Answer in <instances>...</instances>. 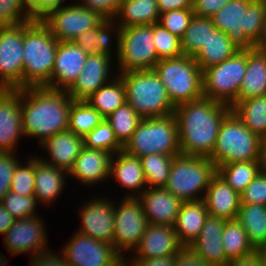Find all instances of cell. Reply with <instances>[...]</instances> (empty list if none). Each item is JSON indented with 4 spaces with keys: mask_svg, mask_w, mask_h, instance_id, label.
I'll return each mask as SVG.
<instances>
[{
    "mask_svg": "<svg viewBox=\"0 0 266 266\" xmlns=\"http://www.w3.org/2000/svg\"><path fill=\"white\" fill-rule=\"evenodd\" d=\"M114 206L115 203L106 197L94 196V199L84 203L79 209L82 224L78 232L113 245Z\"/></svg>",
    "mask_w": 266,
    "mask_h": 266,
    "instance_id": "e0dca14e",
    "label": "cell"
},
{
    "mask_svg": "<svg viewBox=\"0 0 266 266\" xmlns=\"http://www.w3.org/2000/svg\"><path fill=\"white\" fill-rule=\"evenodd\" d=\"M27 158V163L18 162L10 185V191L20 196L34 195L35 156H32V158L27 156Z\"/></svg>",
    "mask_w": 266,
    "mask_h": 266,
    "instance_id": "ee69618b",
    "label": "cell"
},
{
    "mask_svg": "<svg viewBox=\"0 0 266 266\" xmlns=\"http://www.w3.org/2000/svg\"><path fill=\"white\" fill-rule=\"evenodd\" d=\"M266 18V5L260 0H231L211 20L239 50H254Z\"/></svg>",
    "mask_w": 266,
    "mask_h": 266,
    "instance_id": "277c9868",
    "label": "cell"
},
{
    "mask_svg": "<svg viewBox=\"0 0 266 266\" xmlns=\"http://www.w3.org/2000/svg\"><path fill=\"white\" fill-rule=\"evenodd\" d=\"M209 216L204 200L183 202L174 229L182 246H190L199 236Z\"/></svg>",
    "mask_w": 266,
    "mask_h": 266,
    "instance_id": "f546056e",
    "label": "cell"
},
{
    "mask_svg": "<svg viewBox=\"0 0 266 266\" xmlns=\"http://www.w3.org/2000/svg\"><path fill=\"white\" fill-rule=\"evenodd\" d=\"M247 50H239L220 64L202 71L203 96L228 106L237 102V95L246 74Z\"/></svg>",
    "mask_w": 266,
    "mask_h": 266,
    "instance_id": "30bf717a",
    "label": "cell"
},
{
    "mask_svg": "<svg viewBox=\"0 0 266 266\" xmlns=\"http://www.w3.org/2000/svg\"><path fill=\"white\" fill-rule=\"evenodd\" d=\"M111 178L130 191L125 197L137 198L147 188L140 158L124 150L117 152L111 159Z\"/></svg>",
    "mask_w": 266,
    "mask_h": 266,
    "instance_id": "4316f807",
    "label": "cell"
},
{
    "mask_svg": "<svg viewBox=\"0 0 266 266\" xmlns=\"http://www.w3.org/2000/svg\"><path fill=\"white\" fill-rule=\"evenodd\" d=\"M261 254H262V258H263V262H264V266H266V247L260 249Z\"/></svg>",
    "mask_w": 266,
    "mask_h": 266,
    "instance_id": "e7e4bbea",
    "label": "cell"
},
{
    "mask_svg": "<svg viewBox=\"0 0 266 266\" xmlns=\"http://www.w3.org/2000/svg\"><path fill=\"white\" fill-rule=\"evenodd\" d=\"M63 4L49 9L39 18L59 42L74 41L105 20L99 13L77 2L64 6Z\"/></svg>",
    "mask_w": 266,
    "mask_h": 266,
    "instance_id": "7c38bea8",
    "label": "cell"
},
{
    "mask_svg": "<svg viewBox=\"0 0 266 266\" xmlns=\"http://www.w3.org/2000/svg\"><path fill=\"white\" fill-rule=\"evenodd\" d=\"M173 158L174 156L158 153L140 158L147 187H165L170 175Z\"/></svg>",
    "mask_w": 266,
    "mask_h": 266,
    "instance_id": "60d3db41",
    "label": "cell"
},
{
    "mask_svg": "<svg viewBox=\"0 0 266 266\" xmlns=\"http://www.w3.org/2000/svg\"><path fill=\"white\" fill-rule=\"evenodd\" d=\"M32 19L26 0H0V26L22 25Z\"/></svg>",
    "mask_w": 266,
    "mask_h": 266,
    "instance_id": "7dc6e473",
    "label": "cell"
},
{
    "mask_svg": "<svg viewBox=\"0 0 266 266\" xmlns=\"http://www.w3.org/2000/svg\"><path fill=\"white\" fill-rule=\"evenodd\" d=\"M217 28L211 18L194 16L181 38V49L184 55L194 57L206 44L210 33Z\"/></svg>",
    "mask_w": 266,
    "mask_h": 266,
    "instance_id": "8d00e7d4",
    "label": "cell"
},
{
    "mask_svg": "<svg viewBox=\"0 0 266 266\" xmlns=\"http://www.w3.org/2000/svg\"><path fill=\"white\" fill-rule=\"evenodd\" d=\"M73 99L66 90L48 87L21 88V113L24 136L47 138L68 129L69 111Z\"/></svg>",
    "mask_w": 266,
    "mask_h": 266,
    "instance_id": "7a4b0ae2",
    "label": "cell"
},
{
    "mask_svg": "<svg viewBox=\"0 0 266 266\" xmlns=\"http://www.w3.org/2000/svg\"><path fill=\"white\" fill-rule=\"evenodd\" d=\"M126 90V102L141 118L165 117L174 113L166 87L154 70L118 73Z\"/></svg>",
    "mask_w": 266,
    "mask_h": 266,
    "instance_id": "5b68a950",
    "label": "cell"
},
{
    "mask_svg": "<svg viewBox=\"0 0 266 266\" xmlns=\"http://www.w3.org/2000/svg\"><path fill=\"white\" fill-rule=\"evenodd\" d=\"M128 266H175V256L152 259H126Z\"/></svg>",
    "mask_w": 266,
    "mask_h": 266,
    "instance_id": "680465c9",
    "label": "cell"
},
{
    "mask_svg": "<svg viewBox=\"0 0 266 266\" xmlns=\"http://www.w3.org/2000/svg\"><path fill=\"white\" fill-rule=\"evenodd\" d=\"M261 169L264 173H266V141H264L261 153Z\"/></svg>",
    "mask_w": 266,
    "mask_h": 266,
    "instance_id": "be15d7a7",
    "label": "cell"
},
{
    "mask_svg": "<svg viewBox=\"0 0 266 266\" xmlns=\"http://www.w3.org/2000/svg\"><path fill=\"white\" fill-rule=\"evenodd\" d=\"M239 49L231 42L223 31L216 29L210 33L209 39L202 49L193 57L200 69L220 64L233 56Z\"/></svg>",
    "mask_w": 266,
    "mask_h": 266,
    "instance_id": "836d02e7",
    "label": "cell"
},
{
    "mask_svg": "<svg viewBox=\"0 0 266 266\" xmlns=\"http://www.w3.org/2000/svg\"><path fill=\"white\" fill-rule=\"evenodd\" d=\"M106 85L98 88L86 101L104 118L126 103V90L119 76L112 77Z\"/></svg>",
    "mask_w": 266,
    "mask_h": 266,
    "instance_id": "d590c367",
    "label": "cell"
},
{
    "mask_svg": "<svg viewBox=\"0 0 266 266\" xmlns=\"http://www.w3.org/2000/svg\"><path fill=\"white\" fill-rule=\"evenodd\" d=\"M118 142L124 147L130 140L142 118L126 102L106 117Z\"/></svg>",
    "mask_w": 266,
    "mask_h": 266,
    "instance_id": "b9f144b4",
    "label": "cell"
},
{
    "mask_svg": "<svg viewBox=\"0 0 266 266\" xmlns=\"http://www.w3.org/2000/svg\"><path fill=\"white\" fill-rule=\"evenodd\" d=\"M264 140L253 134L231 110L221 122L209 159L219 166L240 161H261Z\"/></svg>",
    "mask_w": 266,
    "mask_h": 266,
    "instance_id": "8992f818",
    "label": "cell"
},
{
    "mask_svg": "<svg viewBox=\"0 0 266 266\" xmlns=\"http://www.w3.org/2000/svg\"><path fill=\"white\" fill-rule=\"evenodd\" d=\"M77 2L81 6L99 13L105 19H114L122 0H79Z\"/></svg>",
    "mask_w": 266,
    "mask_h": 266,
    "instance_id": "816d5d0a",
    "label": "cell"
},
{
    "mask_svg": "<svg viewBox=\"0 0 266 266\" xmlns=\"http://www.w3.org/2000/svg\"><path fill=\"white\" fill-rule=\"evenodd\" d=\"M114 206L113 245L124 257L134 251L148 226L143 207L137 198L125 197ZM125 252V254H124Z\"/></svg>",
    "mask_w": 266,
    "mask_h": 266,
    "instance_id": "5bb4252c",
    "label": "cell"
},
{
    "mask_svg": "<svg viewBox=\"0 0 266 266\" xmlns=\"http://www.w3.org/2000/svg\"><path fill=\"white\" fill-rule=\"evenodd\" d=\"M193 15L192 9L171 10L160 14L157 24L181 39Z\"/></svg>",
    "mask_w": 266,
    "mask_h": 266,
    "instance_id": "c3c4849f",
    "label": "cell"
},
{
    "mask_svg": "<svg viewBox=\"0 0 266 266\" xmlns=\"http://www.w3.org/2000/svg\"><path fill=\"white\" fill-rule=\"evenodd\" d=\"M24 23L0 26V88L21 89Z\"/></svg>",
    "mask_w": 266,
    "mask_h": 266,
    "instance_id": "9a60e30c",
    "label": "cell"
},
{
    "mask_svg": "<svg viewBox=\"0 0 266 266\" xmlns=\"http://www.w3.org/2000/svg\"><path fill=\"white\" fill-rule=\"evenodd\" d=\"M120 33L121 27L113 19H105L99 26L84 32L73 42L81 47L88 55L106 54L111 57L114 55L112 53V49L114 52L112 41L116 40L115 57H118ZM112 37H114V40H112Z\"/></svg>",
    "mask_w": 266,
    "mask_h": 266,
    "instance_id": "83f0119b",
    "label": "cell"
},
{
    "mask_svg": "<svg viewBox=\"0 0 266 266\" xmlns=\"http://www.w3.org/2000/svg\"><path fill=\"white\" fill-rule=\"evenodd\" d=\"M255 49L266 51V18L263 24L261 36L258 42L255 44Z\"/></svg>",
    "mask_w": 266,
    "mask_h": 266,
    "instance_id": "6125c7cd",
    "label": "cell"
},
{
    "mask_svg": "<svg viewBox=\"0 0 266 266\" xmlns=\"http://www.w3.org/2000/svg\"><path fill=\"white\" fill-rule=\"evenodd\" d=\"M226 220L208 216L201 232L190 247L206 262L214 266H225L229 261L223 250L222 234Z\"/></svg>",
    "mask_w": 266,
    "mask_h": 266,
    "instance_id": "484cf974",
    "label": "cell"
},
{
    "mask_svg": "<svg viewBox=\"0 0 266 266\" xmlns=\"http://www.w3.org/2000/svg\"><path fill=\"white\" fill-rule=\"evenodd\" d=\"M113 154L85 146L80 151L68 176L77 179L84 186L99 184L110 179L111 159Z\"/></svg>",
    "mask_w": 266,
    "mask_h": 266,
    "instance_id": "603a6c76",
    "label": "cell"
},
{
    "mask_svg": "<svg viewBox=\"0 0 266 266\" xmlns=\"http://www.w3.org/2000/svg\"><path fill=\"white\" fill-rule=\"evenodd\" d=\"M210 216L225 220L236 219L241 196L218 173L211 181L203 199Z\"/></svg>",
    "mask_w": 266,
    "mask_h": 266,
    "instance_id": "cb8c5ba5",
    "label": "cell"
},
{
    "mask_svg": "<svg viewBox=\"0 0 266 266\" xmlns=\"http://www.w3.org/2000/svg\"><path fill=\"white\" fill-rule=\"evenodd\" d=\"M15 154L16 152H0V202L10 190L14 171L20 161Z\"/></svg>",
    "mask_w": 266,
    "mask_h": 266,
    "instance_id": "f907efd6",
    "label": "cell"
},
{
    "mask_svg": "<svg viewBox=\"0 0 266 266\" xmlns=\"http://www.w3.org/2000/svg\"><path fill=\"white\" fill-rule=\"evenodd\" d=\"M40 216L16 219L14 224L4 234L3 243L11 255L30 253L35 256L48 249L45 224ZM47 242V243H46Z\"/></svg>",
    "mask_w": 266,
    "mask_h": 266,
    "instance_id": "2e32d148",
    "label": "cell"
},
{
    "mask_svg": "<svg viewBox=\"0 0 266 266\" xmlns=\"http://www.w3.org/2000/svg\"><path fill=\"white\" fill-rule=\"evenodd\" d=\"M58 44L39 18L24 23L22 88H50Z\"/></svg>",
    "mask_w": 266,
    "mask_h": 266,
    "instance_id": "3957f363",
    "label": "cell"
},
{
    "mask_svg": "<svg viewBox=\"0 0 266 266\" xmlns=\"http://www.w3.org/2000/svg\"><path fill=\"white\" fill-rule=\"evenodd\" d=\"M231 0H193L194 16L211 18Z\"/></svg>",
    "mask_w": 266,
    "mask_h": 266,
    "instance_id": "f5cc1de1",
    "label": "cell"
},
{
    "mask_svg": "<svg viewBox=\"0 0 266 266\" xmlns=\"http://www.w3.org/2000/svg\"><path fill=\"white\" fill-rule=\"evenodd\" d=\"M1 204L14 219H24L37 216L36 206L39 203L35 195L20 196L9 190L2 198Z\"/></svg>",
    "mask_w": 266,
    "mask_h": 266,
    "instance_id": "f6af8a7d",
    "label": "cell"
},
{
    "mask_svg": "<svg viewBox=\"0 0 266 266\" xmlns=\"http://www.w3.org/2000/svg\"><path fill=\"white\" fill-rule=\"evenodd\" d=\"M223 250L228 260L248 255L256 249L237 219L226 220L222 234Z\"/></svg>",
    "mask_w": 266,
    "mask_h": 266,
    "instance_id": "ab89813d",
    "label": "cell"
},
{
    "mask_svg": "<svg viewBox=\"0 0 266 266\" xmlns=\"http://www.w3.org/2000/svg\"><path fill=\"white\" fill-rule=\"evenodd\" d=\"M242 225L251 245L260 250L266 247V206L241 204L236 217Z\"/></svg>",
    "mask_w": 266,
    "mask_h": 266,
    "instance_id": "d6a6232c",
    "label": "cell"
},
{
    "mask_svg": "<svg viewBox=\"0 0 266 266\" xmlns=\"http://www.w3.org/2000/svg\"><path fill=\"white\" fill-rule=\"evenodd\" d=\"M137 199L143 207L148 224L174 226L182 201L165 187H147Z\"/></svg>",
    "mask_w": 266,
    "mask_h": 266,
    "instance_id": "44dd1931",
    "label": "cell"
},
{
    "mask_svg": "<svg viewBox=\"0 0 266 266\" xmlns=\"http://www.w3.org/2000/svg\"><path fill=\"white\" fill-rule=\"evenodd\" d=\"M22 136L21 89L0 88V152H17Z\"/></svg>",
    "mask_w": 266,
    "mask_h": 266,
    "instance_id": "ac0fdd59",
    "label": "cell"
},
{
    "mask_svg": "<svg viewBox=\"0 0 266 266\" xmlns=\"http://www.w3.org/2000/svg\"><path fill=\"white\" fill-rule=\"evenodd\" d=\"M266 95V51L247 50L246 74L237 101Z\"/></svg>",
    "mask_w": 266,
    "mask_h": 266,
    "instance_id": "4dcf8cb0",
    "label": "cell"
},
{
    "mask_svg": "<svg viewBox=\"0 0 266 266\" xmlns=\"http://www.w3.org/2000/svg\"><path fill=\"white\" fill-rule=\"evenodd\" d=\"M160 59L154 46L153 25L121 28L117 73L153 70Z\"/></svg>",
    "mask_w": 266,
    "mask_h": 266,
    "instance_id": "8fae6325",
    "label": "cell"
},
{
    "mask_svg": "<svg viewBox=\"0 0 266 266\" xmlns=\"http://www.w3.org/2000/svg\"><path fill=\"white\" fill-rule=\"evenodd\" d=\"M182 247L174 226L148 224L139 245L132 251L137 254L132 259L175 256Z\"/></svg>",
    "mask_w": 266,
    "mask_h": 266,
    "instance_id": "7402d4cb",
    "label": "cell"
},
{
    "mask_svg": "<svg viewBox=\"0 0 266 266\" xmlns=\"http://www.w3.org/2000/svg\"><path fill=\"white\" fill-rule=\"evenodd\" d=\"M112 58L106 54H90L75 82L66 90L73 100H86L98 88L110 82L112 75ZM112 67V68H111ZM111 74V75H110Z\"/></svg>",
    "mask_w": 266,
    "mask_h": 266,
    "instance_id": "d6986e66",
    "label": "cell"
},
{
    "mask_svg": "<svg viewBox=\"0 0 266 266\" xmlns=\"http://www.w3.org/2000/svg\"><path fill=\"white\" fill-rule=\"evenodd\" d=\"M73 236L61 248L68 266H128L126 257L114 245L95 240L78 231Z\"/></svg>",
    "mask_w": 266,
    "mask_h": 266,
    "instance_id": "4fadbf2b",
    "label": "cell"
},
{
    "mask_svg": "<svg viewBox=\"0 0 266 266\" xmlns=\"http://www.w3.org/2000/svg\"><path fill=\"white\" fill-rule=\"evenodd\" d=\"M123 150L138 158L154 153L171 156L180 154L177 120L174 114L142 118Z\"/></svg>",
    "mask_w": 266,
    "mask_h": 266,
    "instance_id": "9c48e42d",
    "label": "cell"
},
{
    "mask_svg": "<svg viewBox=\"0 0 266 266\" xmlns=\"http://www.w3.org/2000/svg\"><path fill=\"white\" fill-rule=\"evenodd\" d=\"M231 107L201 98L175 107L181 154L207 157L212 154L218 131Z\"/></svg>",
    "mask_w": 266,
    "mask_h": 266,
    "instance_id": "6da1fadb",
    "label": "cell"
},
{
    "mask_svg": "<svg viewBox=\"0 0 266 266\" xmlns=\"http://www.w3.org/2000/svg\"><path fill=\"white\" fill-rule=\"evenodd\" d=\"M193 0H157V8L160 14L171 10L192 9Z\"/></svg>",
    "mask_w": 266,
    "mask_h": 266,
    "instance_id": "91938a15",
    "label": "cell"
},
{
    "mask_svg": "<svg viewBox=\"0 0 266 266\" xmlns=\"http://www.w3.org/2000/svg\"><path fill=\"white\" fill-rule=\"evenodd\" d=\"M104 117L86 100H73L68 120V130L85 137L95 129Z\"/></svg>",
    "mask_w": 266,
    "mask_h": 266,
    "instance_id": "74e56055",
    "label": "cell"
},
{
    "mask_svg": "<svg viewBox=\"0 0 266 266\" xmlns=\"http://www.w3.org/2000/svg\"><path fill=\"white\" fill-rule=\"evenodd\" d=\"M261 170V161H240L219 166L217 173L241 194Z\"/></svg>",
    "mask_w": 266,
    "mask_h": 266,
    "instance_id": "f35d334b",
    "label": "cell"
},
{
    "mask_svg": "<svg viewBox=\"0 0 266 266\" xmlns=\"http://www.w3.org/2000/svg\"><path fill=\"white\" fill-rule=\"evenodd\" d=\"M216 173L217 168L209 158L180 153L173 158L165 188L182 202L203 200Z\"/></svg>",
    "mask_w": 266,
    "mask_h": 266,
    "instance_id": "52a82bcc",
    "label": "cell"
},
{
    "mask_svg": "<svg viewBox=\"0 0 266 266\" xmlns=\"http://www.w3.org/2000/svg\"><path fill=\"white\" fill-rule=\"evenodd\" d=\"M83 146V137L67 129L45 139L40 144V147L44 148L46 153L48 152L50 158L45 159L39 156V159L69 172Z\"/></svg>",
    "mask_w": 266,
    "mask_h": 266,
    "instance_id": "d4e9b609",
    "label": "cell"
},
{
    "mask_svg": "<svg viewBox=\"0 0 266 266\" xmlns=\"http://www.w3.org/2000/svg\"><path fill=\"white\" fill-rule=\"evenodd\" d=\"M5 258V256H3V255H1L0 254V266H7L8 264V262H6L7 260H6V258Z\"/></svg>",
    "mask_w": 266,
    "mask_h": 266,
    "instance_id": "03108f58",
    "label": "cell"
},
{
    "mask_svg": "<svg viewBox=\"0 0 266 266\" xmlns=\"http://www.w3.org/2000/svg\"><path fill=\"white\" fill-rule=\"evenodd\" d=\"M66 177H68L66 170L49 165L35 156L34 195L38 203H54L64 190Z\"/></svg>",
    "mask_w": 266,
    "mask_h": 266,
    "instance_id": "f1b7e54d",
    "label": "cell"
},
{
    "mask_svg": "<svg viewBox=\"0 0 266 266\" xmlns=\"http://www.w3.org/2000/svg\"><path fill=\"white\" fill-rule=\"evenodd\" d=\"M176 107L203 98L202 70L193 57L160 59L153 68Z\"/></svg>",
    "mask_w": 266,
    "mask_h": 266,
    "instance_id": "ba28073f",
    "label": "cell"
},
{
    "mask_svg": "<svg viewBox=\"0 0 266 266\" xmlns=\"http://www.w3.org/2000/svg\"><path fill=\"white\" fill-rule=\"evenodd\" d=\"M175 266H214L206 262L190 246H183L175 255Z\"/></svg>",
    "mask_w": 266,
    "mask_h": 266,
    "instance_id": "db71d44e",
    "label": "cell"
},
{
    "mask_svg": "<svg viewBox=\"0 0 266 266\" xmlns=\"http://www.w3.org/2000/svg\"><path fill=\"white\" fill-rule=\"evenodd\" d=\"M83 142L87 148L108 151L113 155L123 150V146L118 142L114 130L106 118L95 129L83 137Z\"/></svg>",
    "mask_w": 266,
    "mask_h": 266,
    "instance_id": "7bdbcfd3",
    "label": "cell"
},
{
    "mask_svg": "<svg viewBox=\"0 0 266 266\" xmlns=\"http://www.w3.org/2000/svg\"><path fill=\"white\" fill-rule=\"evenodd\" d=\"M241 204H260L266 206V173L262 170L240 194Z\"/></svg>",
    "mask_w": 266,
    "mask_h": 266,
    "instance_id": "681fc988",
    "label": "cell"
},
{
    "mask_svg": "<svg viewBox=\"0 0 266 266\" xmlns=\"http://www.w3.org/2000/svg\"><path fill=\"white\" fill-rule=\"evenodd\" d=\"M154 46L159 59L175 58L183 55L181 39L159 24H153Z\"/></svg>",
    "mask_w": 266,
    "mask_h": 266,
    "instance_id": "bcb514c9",
    "label": "cell"
},
{
    "mask_svg": "<svg viewBox=\"0 0 266 266\" xmlns=\"http://www.w3.org/2000/svg\"><path fill=\"white\" fill-rule=\"evenodd\" d=\"M260 1H262L266 5V0H260Z\"/></svg>",
    "mask_w": 266,
    "mask_h": 266,
    "instance_id": "003e7915",
    "label": "cell"
},
{
    "mask_svg": "<svg viewBox=\"0 0 266 266\" xmlns=\"http://www.w3.org/2000/svg\"><path fill=\"white\" fill-rule=\"evenodd\" d=\"M59 254L48 250L33 257L31 256L29 266H68L65 257L62 253Z\"/></svg>",
    "mask_w": 266,
    "mask_h": 266,
    "instance_id": "11a10c76",
    "label": "cell"
},
{
    "mask_svg": "<svg viewBox=\"0 0 266 266\" xmlns=\"http://www.w3.org/2000/svg\"><path fill=\"white\" fill-rule=\"evenodd\" d=\"M157 0H122L113 19L121 28L158 23Z\"/></svg>",
    "mask_w": 266,
    "mask_h": 266,
    "instance_id": "1f68e13d",
    "label": "cell"
},
{
    "mask_svg": "<svg viewBox=\"0 0 266 266\" xmlns=\"http://www.w3.org/2000/svg\"><path fill=\"white\" fill-rule=\"evenodd\" d=\"M15 220L0 202V234L4 235Z\"/></svg>",
    "mask_w": 266,
    "mask_h": 266,
    "instance_id": "94428289",
    "label": "cell"
},
{
    "mask_svg": "<svg viewBox=\"0 0 266 266\" xmlns=\"http://www.w3.org/2000/svg\"><path fill=\"white\" fill-rule=\"evenodd\" d=\"M87 56L88 54L73 41L59 42L50 88L67 90L81 73Z\"/></svg>",
    "mask_w": 266,
    "mask_h": 266,
    "instance_id": "ffe728a7",
    "label": "cell"
},
{
    "mask_svg": "<svg viewBox=\"0 0 266 266\" xmlns=\"http://www.w3.org/2000/svg\"><path fill=\"white\" fill-rule=\"evenodd\" d=\"M231 110L253 134L266 141V95L237 101Z\"/></svg>",
    "mask_w": 266,
    "mask_h": 266,
    "instance_id": "e575fe53",
    "label": "cell"
},
{
    "mask_svg": "<svg viewBox=\"0 0 266 266\" xmlns=\"http://www.w3.org/2000/svg\"><path fill=\"white\" fill-rule=\"evenodd\" d=\"M63 2V0H26V6L34 18H40L46 11Z\"/></svg>",
    "mask_w": 266,
    "mask_h": 266,
    "instance_id": "9f6ffc18",
    "label": "cell"
},
{
    "mask_svg": "<svg viewBox=\"0 0 266 266\" xmlns=\"http://www.w3.org/2000/svg\"><path fill=\"white\" fill-rule=\"evenodd\" d=\"M225 266H264V262L261 251L255 250L248 255L230 259Z\"/></svg>",
    "mask_w": 266,
    "mask_h": 266,
    "instance_id": "6f0895ef",
    "label": "cell"
}]
</instances>
